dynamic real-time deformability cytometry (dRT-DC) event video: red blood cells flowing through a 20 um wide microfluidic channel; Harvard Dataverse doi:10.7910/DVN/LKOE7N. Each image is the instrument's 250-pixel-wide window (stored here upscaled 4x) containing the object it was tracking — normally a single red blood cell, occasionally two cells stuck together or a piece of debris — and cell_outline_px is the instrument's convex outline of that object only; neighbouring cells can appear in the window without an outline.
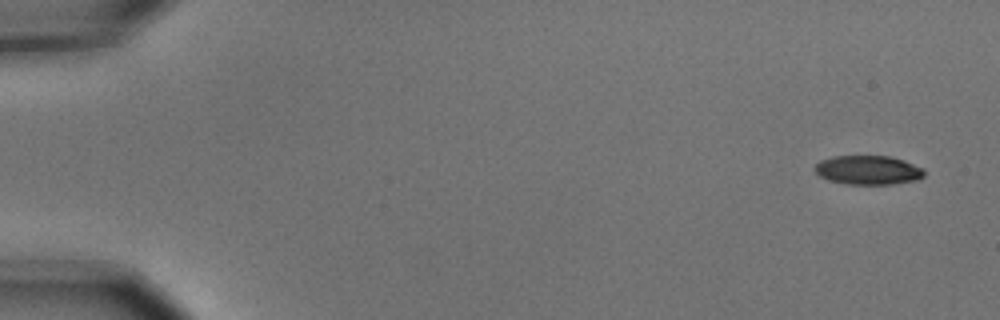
{"species": "common noctule bat (a hibernating species)", "species_latin": "Nyctalus noctula", "temperature_condition": "cold", "stored_images_in_passage": 5, "camera_frame_rate_fps": 3000, "um_per_image_px": 0.085, "animal": {"sex": "male", "body_mass_g": 15.6}, "frame": {"image": 1, "passage_image": 1, "time_ms": 0.0, "image_size_px": [1000, 320], "cell_outline_px": [[924, 176], [920, 180], [892, 184], [848, 184], [828, 180], [820, 176], [812, 168], [820, 160], [832, 156], [888, 156], [904, 160], [924, 168]], "centroid_in_image_um": [73.8, 14.45], "position_along_channel_um": 11.2, "area_um2": 18.73}}
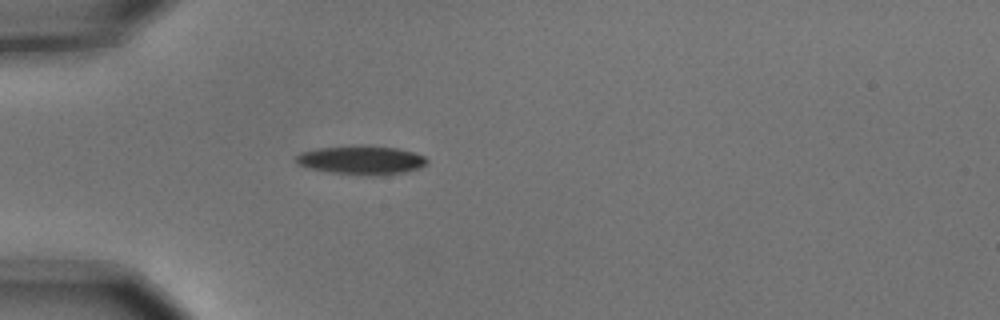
{"frame": {"image": 2, "passage_image": 5, "time_ms": 1.333, "image_size_px": [1000, 320], "cell_outline_px": [[428, 164], [420, 168], [404, 172], [376, 176], [368, 176], [332, 172], [312, 168], [300, 164], [296, 160], [296, 156], [300, 152], [316, 148], [352, 144], [372, 144], [396, 148], [412, 152], [424, 156], [428, 160]], "centroid_in_image_um": [30.75, 13.58], "position_along_channel_um": 54.2, "area_um2": 22.37}}